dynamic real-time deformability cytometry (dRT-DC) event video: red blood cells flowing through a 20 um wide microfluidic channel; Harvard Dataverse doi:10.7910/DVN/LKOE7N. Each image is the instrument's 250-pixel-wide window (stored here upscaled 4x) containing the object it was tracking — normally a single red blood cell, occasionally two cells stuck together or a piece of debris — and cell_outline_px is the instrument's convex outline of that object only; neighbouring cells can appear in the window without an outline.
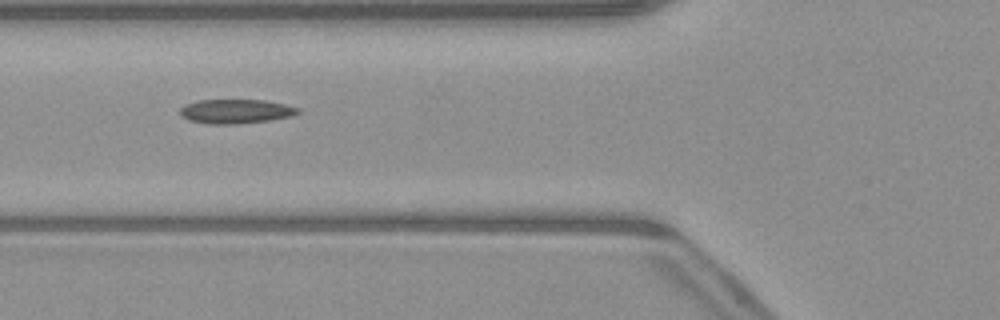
{"species": "common noctule bat (a hibernating species)", "species_latin": "Nyctalus noctula", "temperature_condition": "warm", "stored_images_in_passage": 7, "camera_frame_rate_fps": 3000, "um_per_image_px": 0.085, "animal": {"sex": "male", "body_mass_g": 23.1, "forearm_length_mm": 52.7}, "frame": {"image": 1, "passage_image": 6, "time_ms": 6.0, "image_size_px": [1000, 320], "cell_outline_px": [[300, 112], [292, 116], [272, 120], [236, 124], [208, 124], [188, 120], [180, 116], [180, 108], [184, 104], [200, 100], [264, 100], [284, 104], [300, 108]], "centroid_in_image_um": [20.03, 9.47], "position_along_channel_um": 105.8, "area_um2": 16.82}}
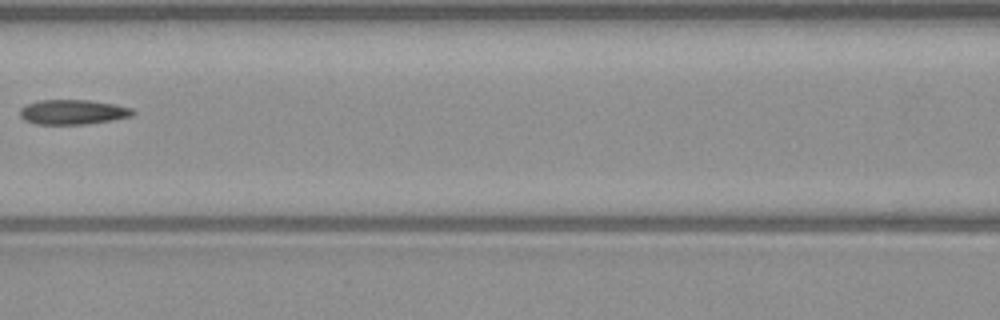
{"frame": {"image": 2, "passage_image": 7, "time_ms": 7.333, "image_size_px": [1000, 320], "cell_outline_px": [[136, 112], [132, 116], [112, 120], [84, 124], [36, 124], [24, 120], [20, 116], [20, 108], [28, 104], [40, 100], [88, 100], [116, 104], [132, 108]], "centroid_in_image_um": [6.21, 9.52], "position_along_channel_um": 160.4, "area_um2": 16.3}}